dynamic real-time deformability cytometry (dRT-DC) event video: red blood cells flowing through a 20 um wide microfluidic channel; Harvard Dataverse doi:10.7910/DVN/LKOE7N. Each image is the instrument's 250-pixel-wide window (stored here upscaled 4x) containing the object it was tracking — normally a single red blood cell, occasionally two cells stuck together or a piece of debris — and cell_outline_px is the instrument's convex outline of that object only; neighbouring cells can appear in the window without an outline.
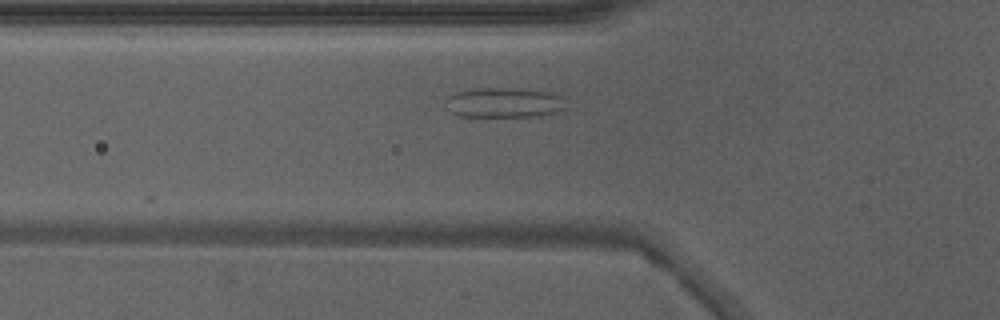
{"species": "Egyptian fruit bat (a non-hibernating species)", "species_latin": "Rousettus aegyptiacus", "temperature_condition": "warm", "stored_images_in_passage": 16, "camera_frame_rate_fps": 3000, "um_per_image_px": 0.085, "animal": {"sex": "male"}, "frame": {"image": 1, "passage_image": 4, "time_ms": 1.0, "image_size_px": [1000, 320], "cell_outline_px": [[568, 108], [536, 116], [460, 116], [444, 108], [444, 100], [448, 96], [456, 92], [476, 88], [524, 88], [548, 92], [564, 96]], "centroid_in_image_um": [42.83, 8.71], "position_along_channel_um": 83.0, "area_um2": 21.33}}
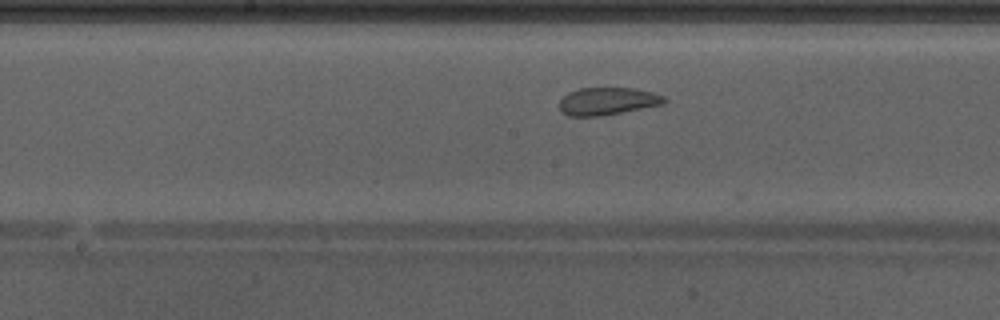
{"frame": {"image": 2, "passage_image": 12, "time_ms": 3.667, "image_size_px": [1000, 320], "cell_outline_px": [[668, 100], [664, 104], [600, 116], [568, 116], [560, 112], [560, 100], [568, 92], [580, 88], [636, 88], [652, 92], [664, 96]], "centroid_in_image_um": [51.64, 8.6], "position_along_channel_um": 196.6, "area_um2": 16.88}}
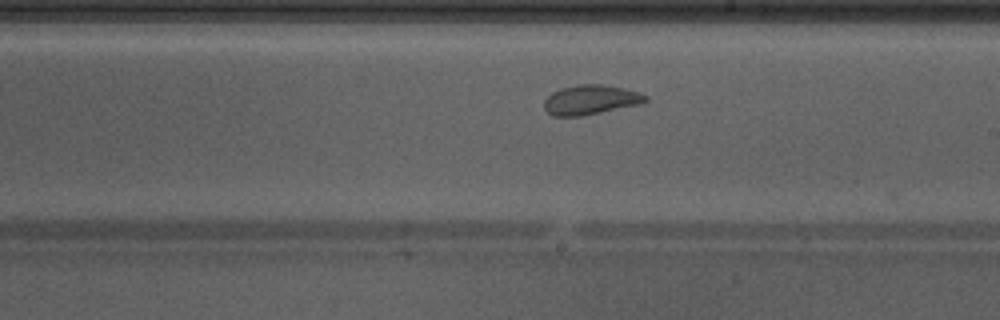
{"frame": {"image": 3, "passage_image": 15, "time_ms": 4.667, "image_size_px": [1000, 320], "cell_outline_px": [[648, 100], [640, 104], [580, 116], [552, 116], [544, 108], [544, 100], [552, 92], [560, 88], [580, 84], [600, 84], [640, 92], [648, 96]], "centroid_in_image_um": [50.18, 8.48], "position_along_channel_um": 238.8, "area_um2": 17.34}}